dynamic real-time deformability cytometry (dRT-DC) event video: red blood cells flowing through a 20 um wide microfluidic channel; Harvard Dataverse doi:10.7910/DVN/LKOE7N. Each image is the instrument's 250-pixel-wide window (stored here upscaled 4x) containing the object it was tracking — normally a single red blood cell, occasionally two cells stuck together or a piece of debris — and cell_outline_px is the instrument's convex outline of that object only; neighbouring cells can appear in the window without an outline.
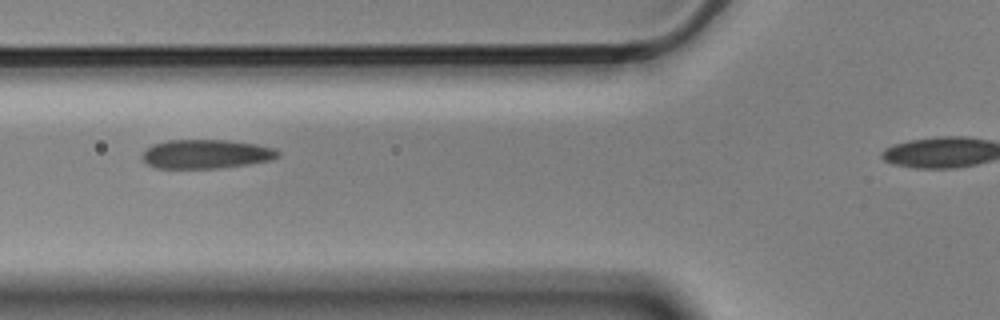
{"species": "Egyptian fruit bat (a non-hibernating species)", "species_latin": "Rousettus aegyptiacus", "temperature_condition": "cold", "stored_images_in_passage": 6, "camera_frame_rate_fps": 3000, "um_per_image_px": 0.085, "animal": {"sex": "male"}, "frame": {"image": 1, "passage_image": 2, "time_ms": 0.333, "image_size_px": [1000, 320], "cell_outline_px": [[280, 156], [272, 160], [248, 164], [216, 168], [156, 168], [148, 164], [140, 156], [152, 144], [168, 140], [224, 140], [256, 144], [276, 148], [280, 152]], "centroid_in_image_um": [17.54, 13.09], "position_along_channel_um": 108.3, "area_um2": 22.95}}